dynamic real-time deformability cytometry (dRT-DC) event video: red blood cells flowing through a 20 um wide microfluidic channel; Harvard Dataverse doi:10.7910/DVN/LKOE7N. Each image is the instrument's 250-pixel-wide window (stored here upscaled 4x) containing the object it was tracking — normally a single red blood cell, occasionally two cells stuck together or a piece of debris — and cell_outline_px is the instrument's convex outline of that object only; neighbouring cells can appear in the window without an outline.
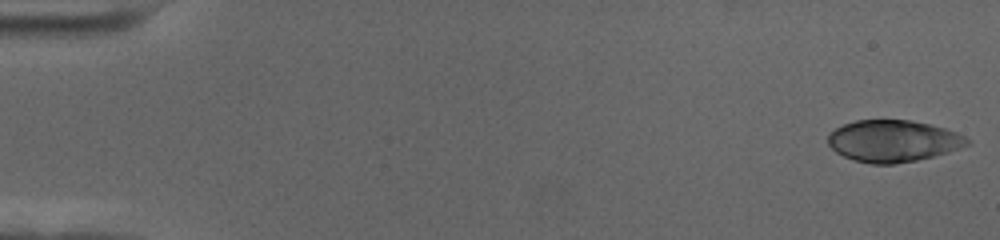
{"species": "human", "species_latin": "Homo sapiens", "temperature_condition": "cold", "stored_images_in_passage": 58, "camera_frame_rate_fps": 3000, "um_per_image_px": 0.085, "donor": {"sex": "female"}, "frame": {"image": 1, "passage_image": 1, "time_ms": 0.0, "image_size_px": [1000, 240], "cell_outline_px": [[972, 144], [948, 152], [916, 160], [896, 164], [872, 164], [856, 160], [844, 156], [836, 152], [828, 144], [828, 136], [836, 128], [844, 124], [856, 120], [912, 120], [944, 128], [956, 132], [972, 140]], "centroid_in_image_um": [75.95, 11.98], "position_along_channel_um": 9.1, "area_um2": 33.76}}
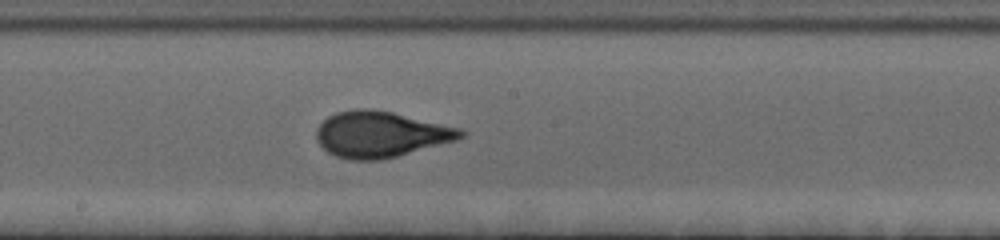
{"frame": {"image": 2, "passage_image": 32, "time_ms": 10.333, "image_size_px": [1000, 240], "cell_outline_px": [[464, 136], [456, 140], [396, 156], [380, 160], [348, 160], [336, 156], [328, 152], [316, 140], [316, 128], [328, 116], [336, 112], [352, 108], [372, 108], [392, 112], [460, 128], [464, 132]], "centroid_in_image_um": [32.3, 11.4], "position_along_channel_um": 215.9, "area_um2": 38.55}}
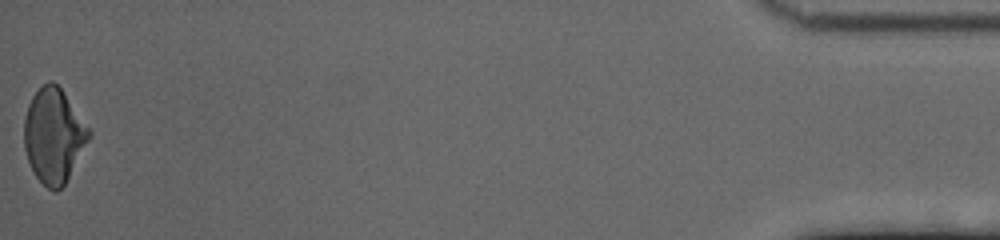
{"frame": {"image": 3, "passage_image": 58, "time_ms": 19.0, "image_size_px": [1000, 240], "cell_outline_px": [[92, 136], [64, 184], [56, 192], [48, 188], [36, 176], [28, 160], [24, 148], [24, 120], [28, 104], [32, 96], [48, 80], [52, 80], [60, 88], [92, 128]], "centroid_in_image_um": [4.59, 11.5], "position_along_channel_um": 430.6, "area_um2": 35.72}, "authors_computed_cell_mechanics": {"area_um2": 36.1539, "velocity_mm_per_s": 3.4947, "shape_relaxation_time_tau1_ms": 5.7837, "shape_relaxation_time_tau2_ms": null, "deformation_change_tau1": 0.1895, "deformation_change_tau2": null}}